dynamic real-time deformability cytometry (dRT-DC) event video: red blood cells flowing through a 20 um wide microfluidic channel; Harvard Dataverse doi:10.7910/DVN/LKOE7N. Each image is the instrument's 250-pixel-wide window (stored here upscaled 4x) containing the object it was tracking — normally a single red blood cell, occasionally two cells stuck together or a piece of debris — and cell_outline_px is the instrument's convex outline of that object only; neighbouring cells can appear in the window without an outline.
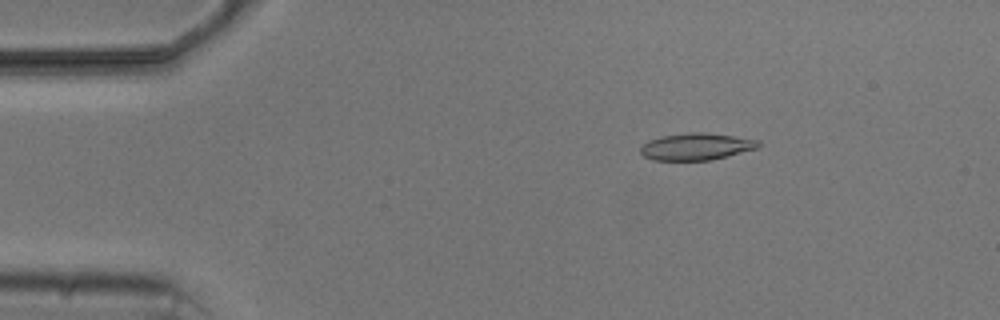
{"species": "common noctule bat (a hibernating species)", "species_latin": "Nyctalus noctula", "temperature_condition": "cold", "stored_images_in_passage": 4, "camera_frame_rate_fps": 3000, "um_per_image_px": 0.085, "animal": {"sex": "male", "body_mass_g": 20.5, "forearm_length_mm": 52.5}, "frame": {"image": 1, "passage_image": 3, "time_ms": 2.0, "image_size_px": [1000, 320], "cell_outline_px": [[760, 144], [756, 148], [712, 160], [652, 160], [644, 156], [640, 152], [640, 148], [648, 140], [660, 136], [688, 132], [708, 132], [760, 140]], "centroid_in_image_um": [59.16, 12.45], "position_along_channel_um": 25.8, "area_um2": 18.55}}